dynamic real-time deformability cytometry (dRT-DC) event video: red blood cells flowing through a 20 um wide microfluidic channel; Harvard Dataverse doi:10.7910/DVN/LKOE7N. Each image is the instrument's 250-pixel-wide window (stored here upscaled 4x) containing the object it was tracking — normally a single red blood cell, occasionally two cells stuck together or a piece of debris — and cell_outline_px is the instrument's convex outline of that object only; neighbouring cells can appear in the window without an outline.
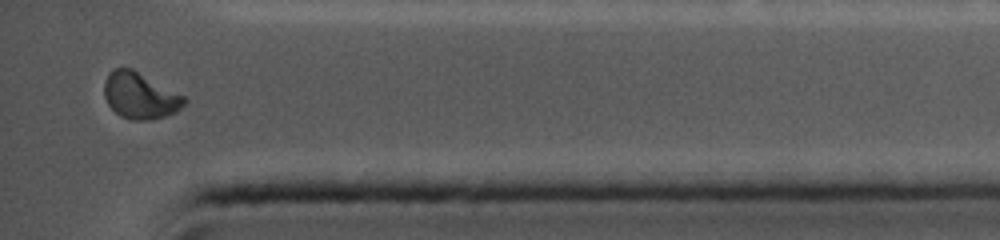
{"species": "common noctule bat (a hibernating species)", "species_latin": "Nyctalus noctula", "temperature_condition": "cold", "stored_images_in_passage": 24, "camera_frame_rate_fps": 5000, "um_per_image_px": 0.085, "animal": {"sex": "female", "body_mass_g": 19.0, "forearm_length_mm": 56.7}, "frame": {"image": 1, "passage_image": 24, "time_ms": 11.6, "image_size_px": [1000, 240], "cell_outline_px": [[188, 100], [176, 112], [152, 120], [132, 120], [120, 116], [108, 104], [104, 96], [104, 80], [116, 68], [132, 68], [184, 96]], "centroid_in_image_um": [11.9, 8.14], "position_along_channel_um": 423.3, "area_um2": 21.39}, "authors_computed_cell_mechanics": {"area_um2": 21.2126, "velocity_mm_per_s": 3.8948, "shape_relaxation_time_tau1_ms": 4.4724, "shape_relaxation_time_tau2_ms": null, "deformation_change_tau1": 0.113, "deformation_change_tau2": null}}